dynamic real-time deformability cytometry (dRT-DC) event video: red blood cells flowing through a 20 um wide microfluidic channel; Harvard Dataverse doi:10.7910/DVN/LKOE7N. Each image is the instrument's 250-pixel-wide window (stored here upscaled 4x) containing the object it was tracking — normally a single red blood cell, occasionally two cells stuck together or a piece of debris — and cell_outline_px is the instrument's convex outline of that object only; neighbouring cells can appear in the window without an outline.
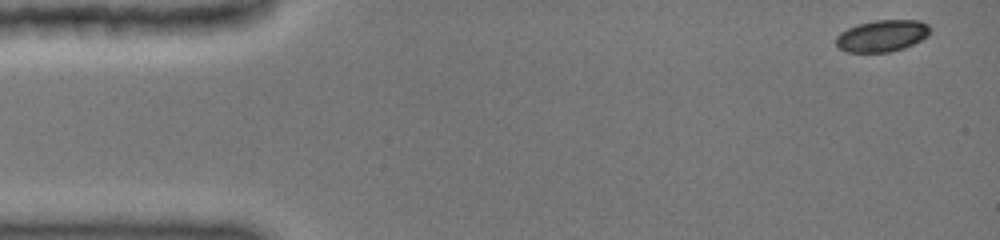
{"species": "common noctule bat (a hibernating species)", "species_latin": "Nyctalus noctula", "temperature_condition": "cold", "stored_images_in_passage": 20, "camera_frame_rate_fps": 3000, "um_per_image_px": 0.085, "animal": {"sex": "female", "body_mass_g": 19.0, "forearm_length_mm": 51.5}, "frame": {"image": 1, "passage_image": 1, "time_ms": 0.0, "image_size_px": [1000, 240], "cell_outline_px": [[932, 32], [928, 36], [904, 48], [888, 52], [848, 52], [840, 48], [836, 44], [836, 36], [840, 32], [848, 28], [860, 24], [876, 20], [920, 20], [928, 24], [932, 28]], "centroid_in_image_um": [75.02, 3.04], "position_along_channel_um": 10.0, "area_um2": 17.4}}
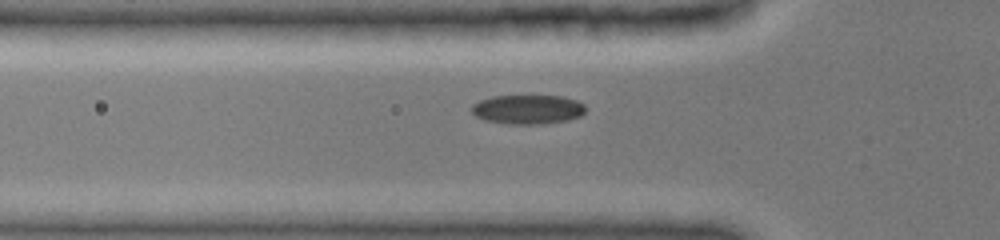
{"frame": {"image": 2, "passage_image": 10, "time_ms": 4.667, "image_size_px": [1000, 240], "cell_outline_px": [[584, 112], [580, 116], [568, 120], [536, 124], [512, 124], [484, 120], [476, 116], [472, 112], [472, 104], [480, 100], [492, 96], [560, 96], [576, 100], [584, 104]], "centroid_in_image_um": [44.84, 9.29], "position_along_channel_um": 81.0, "area_um2": 19.25}}
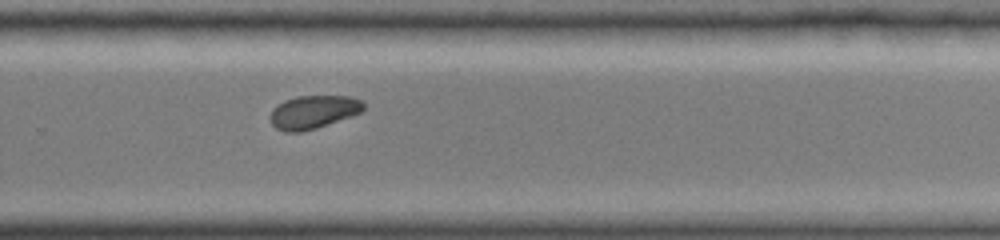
{"frame": {"image": 3, "passage_image": 20, "time_ms": 10.333, "image_size_px": [1000, 240], "cell_outline_px": [[364, 108], [360, 112], [316, 128], [300, 132], [284, 132], [276, 128], [272, 124], [272, 108], [284, 100], [296, 96], [352, 96], [364, 100]], "centroid_in_image_um": [26.64, 9.5], "position_along_channel_um": 303.2, "area_um2": 17.92}}